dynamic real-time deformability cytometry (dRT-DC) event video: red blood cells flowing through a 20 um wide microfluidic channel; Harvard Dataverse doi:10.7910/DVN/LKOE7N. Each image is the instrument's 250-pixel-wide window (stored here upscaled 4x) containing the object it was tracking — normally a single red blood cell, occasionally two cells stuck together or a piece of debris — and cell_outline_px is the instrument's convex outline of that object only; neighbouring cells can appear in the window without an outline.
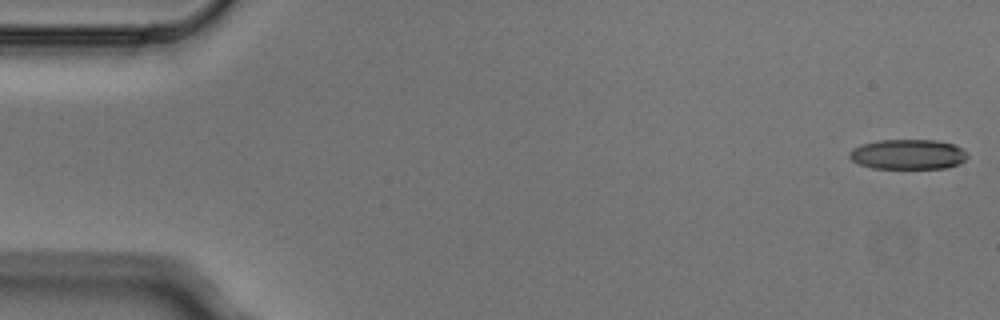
{"species": "Egyptian fruit bat (a non-hibernating species)", "species_latin": "Rousettus aegyptiacus", "temperature_condition": "cold", "stored_images_in_passage": 4, "camera_frame_rate_fps": 3000, "um_per_image_px": 0.085, "animal": {"sex": "male"}, "frame": {"image": 1, "passage_image": 1, "time_ms": 0.0, "image_size_px": [1000, 320], "cell_outline_px": [[968, 156], [960, 164], [948, 168], [872, 168], [860, 164], [852, 160], [848, 156], [848, 152], [852, 148], [860, 144], [880, 140], [936, 140], [952, 144], [960, 148]], "centroid_in_image_um": [77.14, 13.12], "position_along_channel_um": 7.9, "area_um2": 20.63}}
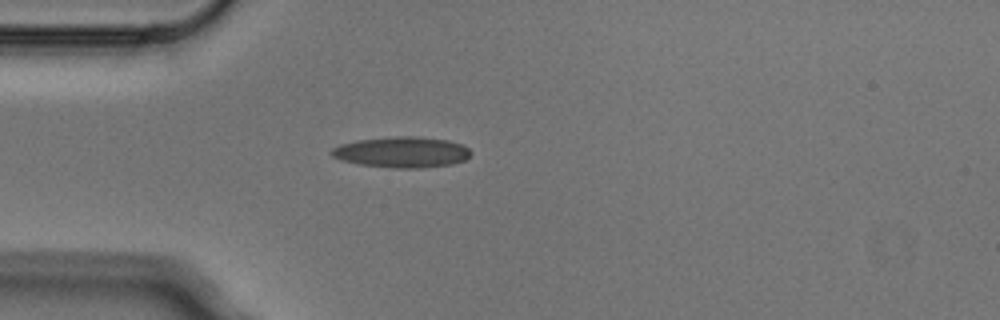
{"frame": {"image": 2, "passage_image": 4, "time_ms": 1.0, "image_size_px": [1000, 320], "cell_outline_px": [[472, 152], [464, 160], [452, 164], [420, 168], [392, 168], [360, 164], [340, 160], [332, 156], [328, 152], [332, 148], [340, 144], [356, 140], [396, 136], [416, 136], [448, 140], [464, 144]], "centroid_in_image_um": [34.14, 12.93], "position_along_channel_um": 50.9, "area_um2": 25.2}}